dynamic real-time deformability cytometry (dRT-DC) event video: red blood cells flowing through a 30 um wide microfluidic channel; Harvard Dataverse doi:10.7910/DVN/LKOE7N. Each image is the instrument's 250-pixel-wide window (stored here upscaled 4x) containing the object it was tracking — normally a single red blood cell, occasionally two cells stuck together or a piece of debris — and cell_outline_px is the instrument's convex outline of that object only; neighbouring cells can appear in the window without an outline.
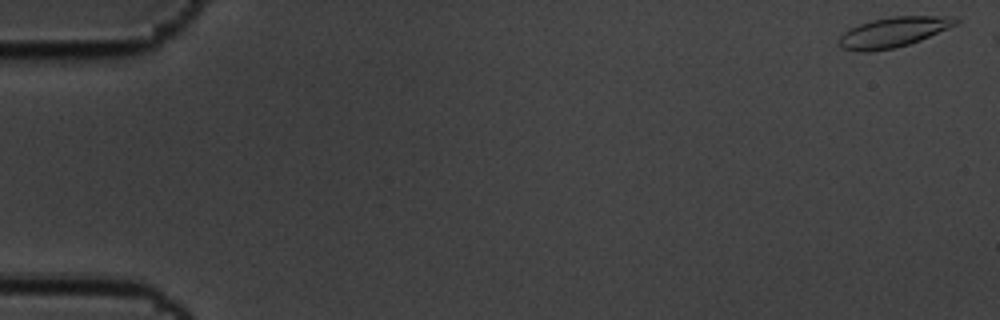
{"species": "common noctule bat (a hibernating species)", "species_latin": "Nyctalus noctula", "temperature_condition": "cold", "stored_images_in_passage": 52, "segment_of_instrument_passage": [1, 2], "camera_frame_rate_fps": 3000, "um_per_image_px": 0.085, "animal": {"sex": "male", "body_mass_g": 19.5, "forearm_length_mm": 54.6}, "frame": {"image": 1, "passage_image": 1, "time_ms": 0.0, "image_size_px": [1000, 320], "cell_outline_px": [[960, 20], [956, 24], [948, 28], [920, 40], [908, 44], [892, 48], [868, 52], [860, 52], [840, 48], [840, 36], [844, 32], [860, 24], [872, 20], [892, 16], [952, 16]], "centroid_in_image_um": [75.93, 2.73], "position_along_channel_um": 9.1, "area_um2": 20.17}}
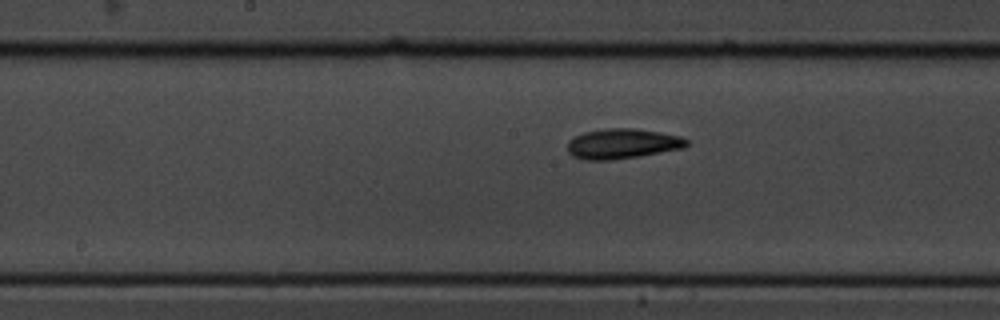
{"frame": {"image": 2, "passage_image": 30, "time_ms": 9.667, "image_size_px": [1000, 320], "cell_outline_px": [[688, 144], [684, 148], [612, 160], [584, 160], [572, 156], [568, 152], [568, 140], [572, 136], [584, 132], [608, 128], [632, 128], [660, 132], [680, 136], [688, 140]], "centroid_in_image_um": [52.86, 12.21], "position_along_channel_um": 195.3, "area_um2": 20.87}}
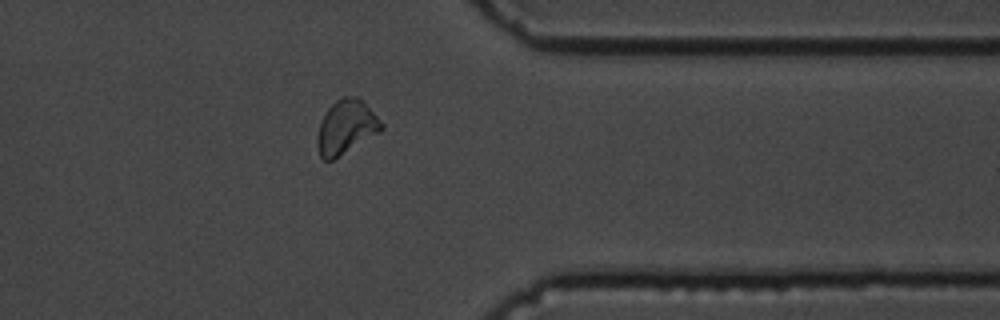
{"frame": {"image": 3, "passage_image": 47, "time_ms": 15.333, "image_size_px": [1000, 320], "cell_outline_px": [[384, 128], [380, 132], [332, 160], [324, 160], [320, 156], [316, 144], [316, 140], [320, 124], [328, 108], [336, 100], [344, 96], [356, 96], [384, 124]], "centroid_in_image_um": [29.4, 10.82], "position_along_channel_um": 382.0, "area_um2": 19.77}}